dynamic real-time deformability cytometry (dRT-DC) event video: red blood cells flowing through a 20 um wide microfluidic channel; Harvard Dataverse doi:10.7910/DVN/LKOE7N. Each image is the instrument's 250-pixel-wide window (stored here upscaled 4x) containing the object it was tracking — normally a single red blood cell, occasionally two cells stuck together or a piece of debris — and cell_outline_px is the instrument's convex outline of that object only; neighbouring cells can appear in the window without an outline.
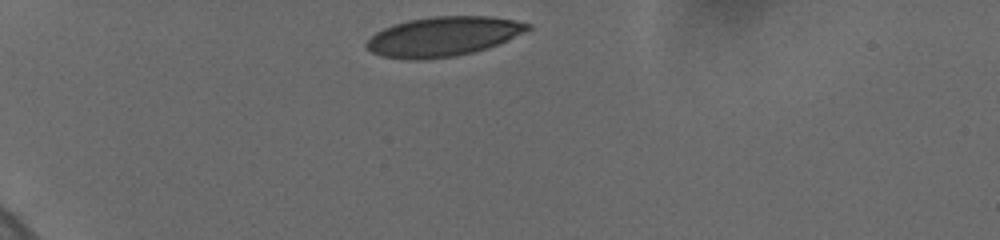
{"species": "human", "species_latin": "Homo sapiens", "temperature_condition": "cold", "stored_images_in_passage": 3, "camera_frame_rate_fps": 3000, "um_per_image_px": 0.085, "donor": {"sex": "female"}, "frame": {"image": 1, "passage_image": 1, "time_ms": 0.0, "image_size_px": [1000, 240], "cell_outline_px": [[532, 28], [500, 44], [488, 48], [456, 56], [420, 60], [404, 60], [380, 56], [372, 52], [364, 44], [376, 32], [392, 24], [408, 20], [432, 16], [492, 16], [532, 24]], "centroid_in_image_um": [37.66, 3.11], "position_along_channel_um": 47.3, "area_um2": 37.4}}
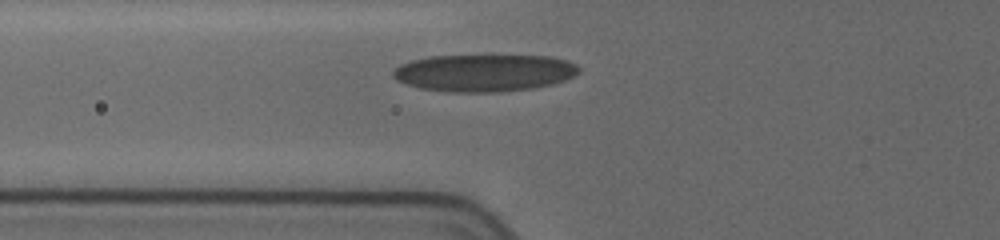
{"frame": {"image": 2, "passage_image": 3, "time_ms": 2.333, "image_size_px": [1000, 240], "cell_outline_px": [[580, 72], [564, 80], [552, 84], [536, 88], [500, 92], [448, 92], [420, 88], [396, 80], [392, 76], [392, 72], [400, 64], [412, 60], [428, 56], [552, 56], [568, 60], [576, 64], [580, 68]], "centroid_in_image_um": [41.17, 6.19], "position_along_channel_um": 84.6, "area_um2": 40.46}}